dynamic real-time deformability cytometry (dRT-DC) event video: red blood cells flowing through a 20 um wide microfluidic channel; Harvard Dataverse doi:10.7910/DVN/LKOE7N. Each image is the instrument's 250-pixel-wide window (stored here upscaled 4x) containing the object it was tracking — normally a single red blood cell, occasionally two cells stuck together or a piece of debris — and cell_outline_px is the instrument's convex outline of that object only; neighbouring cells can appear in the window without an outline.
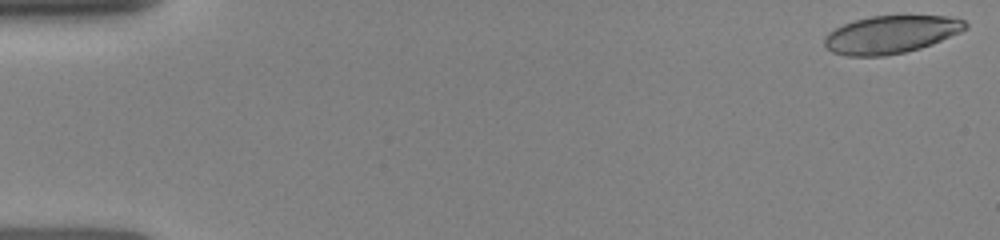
{"species": "human", "species_latin": "Homo sapiens", "temperature_condition": "room temperature", "stored_images_in_passage": 71, "camera_frame_rate_fps": 3000, "um_per_image_px": 0.085, "donor": {"sex": "female"}, "frame": {"image": 1, "passage_image": 1, "time_ms": 0.0, "image_size_px": [1000, 240], "cell_outline_px": [[968, 28], [960, 32], [932, 44], [920, 48], [904, 52], [884, 56], [848, 56], [832, 52], [824, 44], [824, 36], [828, 32], [844, 24], [856, 20], [872, 16], [948, 16], [964, 20], [968, 24]], "centroid_in_image_um": [75.73, 2.93], "position_along_channel_um": 9.3, "area_um2": 30.87}}
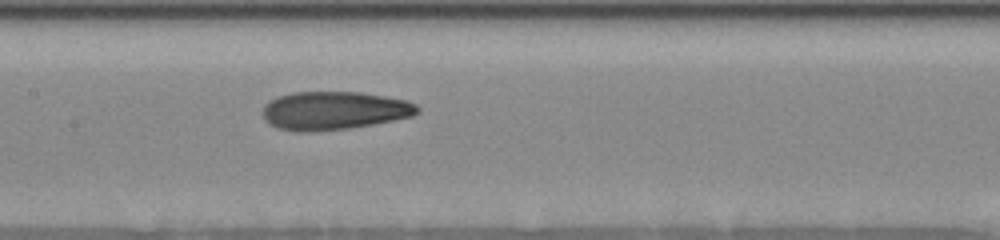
{"frame": {"image": 2, "passage_image": 38, "time_ms": 7.667, "image_size_px": [1000, 240], "cell_outline_px": [[420, 112], [412, 116], [372, 124], [348, 128], [312, 132], [296, 132], [280, 128], [268, 124], [264, 120], [264, 104], [268, 100], [276, 96], [292, 92], [360, 92], [408, 100], [416, 104], [420, 108]], "centroid_in_image_um": [28.37, 9.39], "position_along_channel_um": 179.0, "area_um2": 34.74}}
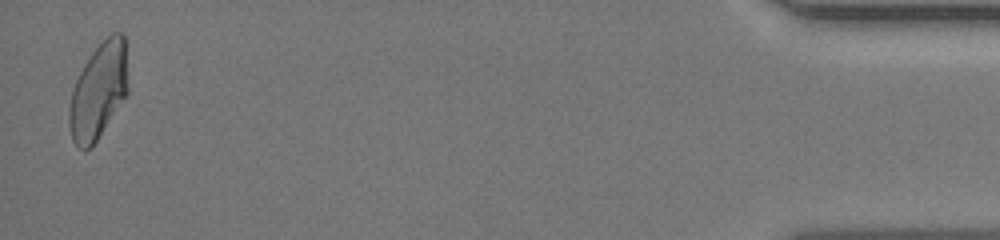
{"frame": {"image": 3, "passage_image": 70, "time_ms": 15.667, "image_size_px": [1000, 240], "cell_outline_px": [[128, 92], [92, 148], [84, 152], [72, 140], [68, 124], [68, 108], [72, 92], [76, 80], [84, 64], [92, 52], [112, 32], [124, 32], [128, 88]], "centroid_in_image_um": [8.36, 7.76], "position_along_channel_um": 426.8, "area_um2": 32.89}}